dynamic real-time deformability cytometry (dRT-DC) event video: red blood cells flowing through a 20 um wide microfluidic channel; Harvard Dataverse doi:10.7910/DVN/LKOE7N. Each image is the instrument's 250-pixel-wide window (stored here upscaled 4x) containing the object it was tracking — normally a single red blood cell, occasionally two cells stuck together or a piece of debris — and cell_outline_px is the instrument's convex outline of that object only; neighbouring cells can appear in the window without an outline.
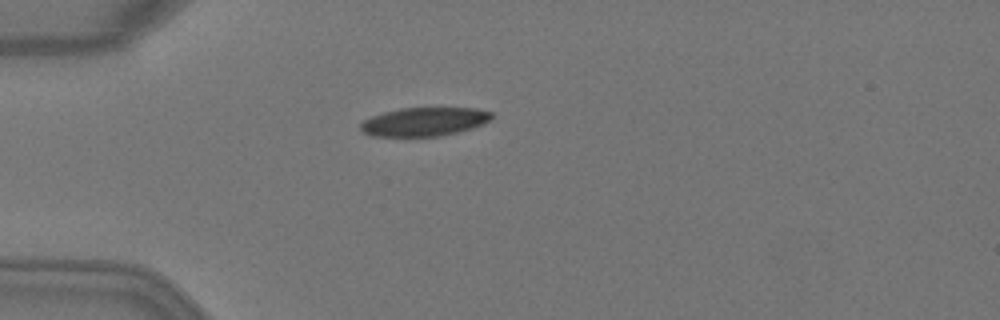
{"species": "Egyptian fruit bat (a non-hibernating species)", "species_latin": "Rousettus aegyptiacus", "temperature_condition": "warm", "stored_images_in_passage": 1, "camera_frame_rate_fps": 3000, "um_per_image_px": 0.085, "animal": {"sex": "female"}, "frame": {"image": 1, "passage_image": 1, "time_ms": 0.0, "image_size_px": [1000, 320], "cell_outline_px": [[492, 120], [484, 124], [472, 128], [440, 136], [372, 136], [364, 132], [360, 128], [360, 124], [364, 120], [372, 116], [384, 112], [400, 108], [476, 108], [492, 112]], "centroid_in_image_um": [36.09, 10.34], "position_along_channel_um": 48.9, "area_um2": 21.85}}